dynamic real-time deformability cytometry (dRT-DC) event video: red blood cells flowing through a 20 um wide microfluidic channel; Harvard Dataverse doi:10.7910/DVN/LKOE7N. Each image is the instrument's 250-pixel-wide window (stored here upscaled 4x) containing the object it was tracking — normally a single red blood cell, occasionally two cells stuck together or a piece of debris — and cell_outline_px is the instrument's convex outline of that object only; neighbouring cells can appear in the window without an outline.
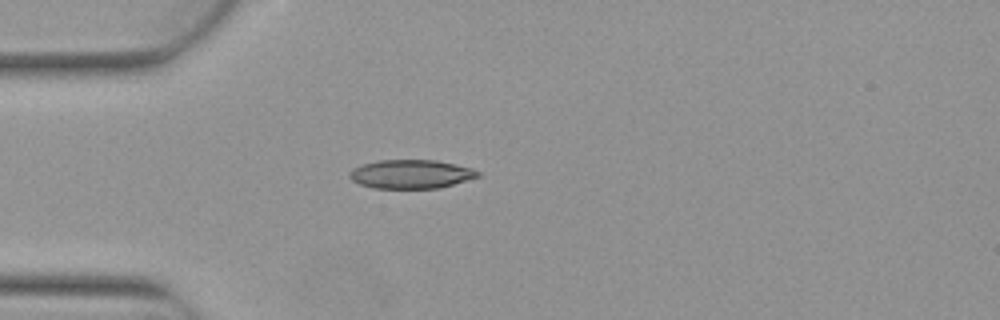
{"species": "Egyptian fruit bat (a non-hibernating species)", "species_latin": "Rousettus aegyptiacus", "temperature_condition": "warm", "stored_images_in_passage": 2, "camera_frame_rate_fps": 3000, "um_per_image_px": 0.085, "animal": {"sex": "female"}, "frame": {"image": 1, "passage_image": 1, "time_ms": 0.0, "image_size_px": [1000, 320], "cell_outline_px": [[480, 176], [440, 188], [372, 188], [360, 184], [352, 180], [348, 176], [348, 172], [352, 168], [364, 164], [380, 160], [436, 160], [456, 164], [472, 168], [480, 172]], "centroid_in_image_um": [34.93, 14.8], "position_along_channel_um": 50.1, "area_um2": 21.56}}